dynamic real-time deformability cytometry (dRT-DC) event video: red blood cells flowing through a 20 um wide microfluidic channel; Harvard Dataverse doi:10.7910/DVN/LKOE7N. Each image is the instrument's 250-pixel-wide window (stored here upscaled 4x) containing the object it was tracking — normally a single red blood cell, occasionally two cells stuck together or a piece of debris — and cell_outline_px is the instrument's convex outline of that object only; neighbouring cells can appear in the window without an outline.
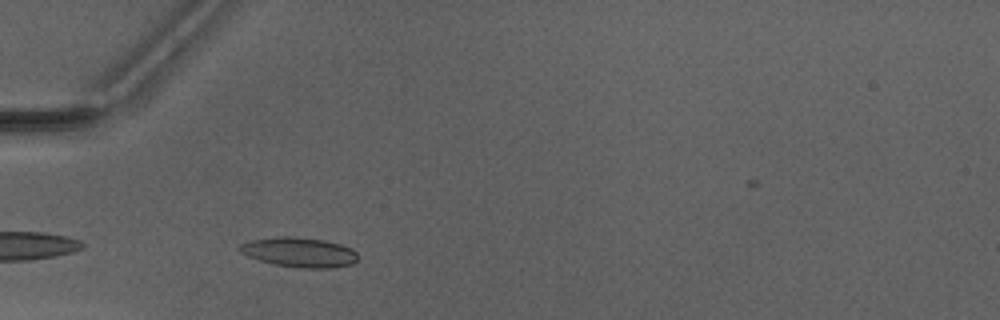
{"species": "Egyptian fruit bat (a non-hibernating species)", "species_latin": "Rousettus aegyptiacus", "temperature_condition": "warm", "stored_images_in_passage": 27, "camera_frame_rate_fps": 3000, "um_per_image_px": 0.085, "animal": {"sex": "male"}, "frame": {"image": 1, "passage_image": 2, "time_ms": 0.333, "image_size_px": [1000, 320], "cell_outline_px": [[356, 260], [352, 264], [328, 268], [300, 268], [272, 264], [248, 256], [240, 252], [236, 248], [240, 244], [248, 240], [280, 236], [292, 236], [324, 240], [340, 244], [352, 248], [356, 252]], "centroid_in_image_um": [25.39, 21.43], "position_along_channel_um": 59.6, "area_um2": 20.58}}
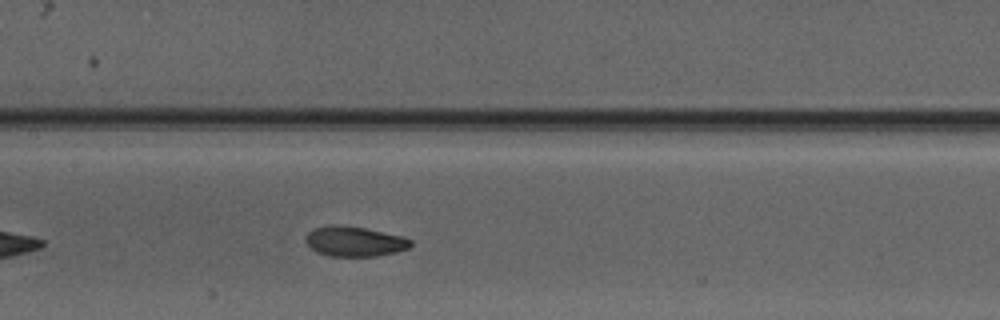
{"frame": {"image": 2, "passage_image": 11, "time_ms": 3.333, "image_size_px": [1000, 320], "cell_outline_px": [[412, 244], [408, 248], [396, 252], [376, 256], [328, 256], [316, 252], [308, 244], [308, 232], [312, 228], [336, 224], [364, 228], [400, 236], [412, 240]], "centroid_in_image_um": [30.13, 20.52], "position_along_channel_um": 177.3, "area_um2": 18.09}}
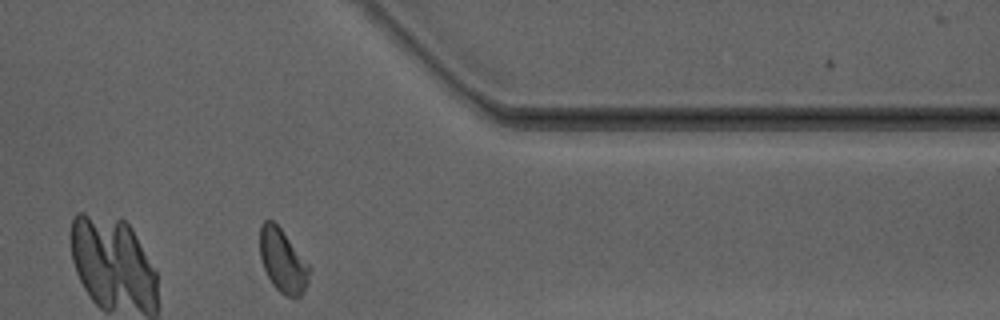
{"frame": {"image": 3, "passage_image": 27, "time_ms": 8.667, "image_size_px": [1000, 320], "cell_outline_px": [[312, 268], [304, 292], [300, 296], [284, 296], [272, 284], [264, 268], [260, 256], [260, 224], [264, 220], [272, 220], [280, 228]], "centroid_in_image_um": [24.04, 22.17], "position_along_channel_um": 387.4, "area_um2": 18.15}, "authors_computed_cell_mechanics": {"area_um2": 18.3226, "velocity_mm_per_s": 4.1491, "shape_relaxation_time_tau1_ms": 3.7715, "shape_relaxation_time_tau2_ms": 1.4243, "deformation_change_tau1": 0.1409, "deformation_change_tau2": 0.06}}